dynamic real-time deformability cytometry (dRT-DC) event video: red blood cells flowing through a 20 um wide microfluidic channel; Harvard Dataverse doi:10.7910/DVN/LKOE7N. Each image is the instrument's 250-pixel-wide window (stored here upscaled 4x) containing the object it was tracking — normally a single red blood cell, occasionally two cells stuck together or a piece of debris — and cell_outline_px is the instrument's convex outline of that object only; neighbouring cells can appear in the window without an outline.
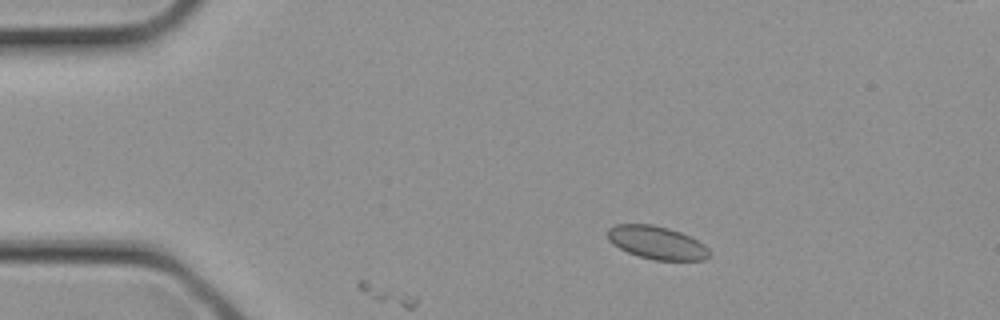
{"species": "common noctule bat (a hibernating species)", "species_latin": "Nyctalus noctula", "temperature_condition": "cold", "stored_images_in_passage": 2, "camera_frame_rate_fps": 3000, "um_per_image_px": 0.085, "animal": {"sex": "female", "body_mass_g": 21.9}, "frame": {"image": 1, "passage_image": 1, "time_ms": 0.0, "image_size_px": [1000, 320], "cell_outline_px": [[712, 252], [704, 260], [652, 260], [628, 252], [612, 244], [608, 240], [608, 228], [616, 224], [652, 224], [668, 228], [680, 232], [704, 244]], "centroid_in_image_um": [55.82, 20.62], "position_along_channel_um": 29.2, "area_um2": 19.54}}